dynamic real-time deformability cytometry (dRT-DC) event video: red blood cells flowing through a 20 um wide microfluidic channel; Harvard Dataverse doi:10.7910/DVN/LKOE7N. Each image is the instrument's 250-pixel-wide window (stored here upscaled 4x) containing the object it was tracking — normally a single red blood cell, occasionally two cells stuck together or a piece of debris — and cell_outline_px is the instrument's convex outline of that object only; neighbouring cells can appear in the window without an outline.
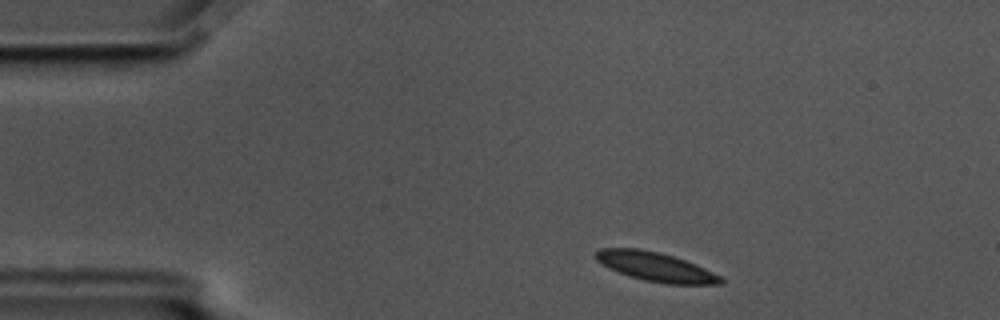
{"species": "common noctule bat (a hibernating species)", "species_latin": "Nyctalus noctula", "temperature_condition": "cold", "stored_images_in_passage": 2, "camera_frame_rate_fps": 3000, "um_per_image_px": 0.085, "animal": {"sex": "male", "body_mass_g": 17.5, "forearm_length_mm": 52.3}, "frame": {"image": 1, "passage_image": 1, "time_ms": 0.0, "image_size_px": [1000, 320], "cell_outline_px": [[724, 284], [668, 284], [644, 280], [628, 276], [596, 260], [596, 252], [600, 248], [640, 248], [660, 252], [696, 264], [720, 276], [724, 280]], "centroid_in_image_um": [55.76, 22.67], "position_along_channel_um": 29.2, "area_um2": 20.92}}